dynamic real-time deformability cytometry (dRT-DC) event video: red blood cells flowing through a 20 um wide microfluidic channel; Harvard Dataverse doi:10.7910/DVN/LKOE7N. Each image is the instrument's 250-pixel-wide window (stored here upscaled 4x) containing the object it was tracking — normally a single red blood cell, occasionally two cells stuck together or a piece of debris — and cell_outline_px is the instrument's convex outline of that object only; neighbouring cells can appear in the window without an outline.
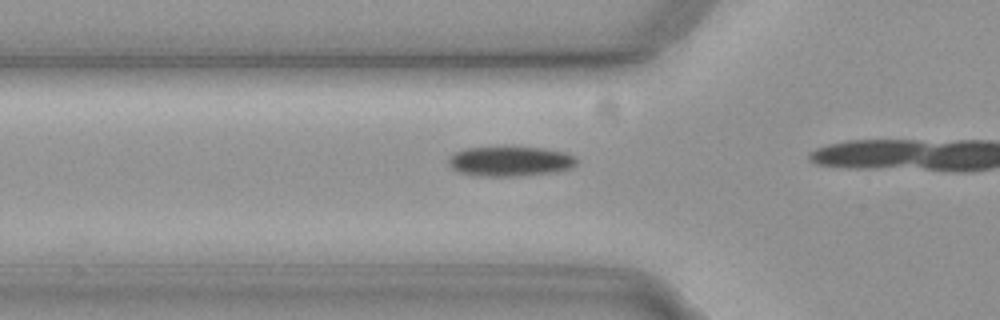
{"species": "common noctule bat (a hibernating species)", "species_latin": "Nyctalus noctula", "temperature_condition": "cold", "stored_images_in_passage": 11, "camera_frame_rate_fps": 3000, "um_per_image_px": 0.085, "animal": {"sex": "female", "body_mass_g": 19.3, "forearm_length_mm": 54.1}, "frame": {"image": 1, "passage_image": 7, "time_ms": 2.0, "image_size_px": [1000, 320], "cell_outline_px": [[576, 164], [568, 168], [548, 172], [516, 176], [480, 176], [460, 172], [452, 168], [448, 164], [448, 160], [456, 152], [464, 148], [508, 144], [544, 148], [564, 152], [572, 156], [576, 160]], "centroid_in_image_um": [43.29, 13.65], "position_along_channel_um": 82.5, "area_um2": 22.72}}
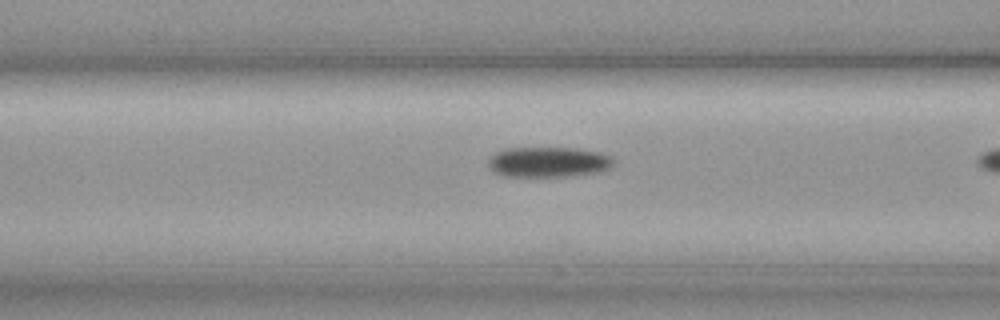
{"frame": {"image": 2, "passage_image": 10, "time_ms": 3.0, "image_size_px": [1000, 320], "cell_outline_px": [[612, 164], [608, 168], [596, 172], [564, 176], [504, 176], [496, 172], [488, 164], [488, 160], [496, 152], [508, 148], [576, 148], [600, 152], [612, 156]], "centroid_in_image_um": [46.61, 13.76], "position_along_channel_um": 120.0, "area_um2": 21.73}}